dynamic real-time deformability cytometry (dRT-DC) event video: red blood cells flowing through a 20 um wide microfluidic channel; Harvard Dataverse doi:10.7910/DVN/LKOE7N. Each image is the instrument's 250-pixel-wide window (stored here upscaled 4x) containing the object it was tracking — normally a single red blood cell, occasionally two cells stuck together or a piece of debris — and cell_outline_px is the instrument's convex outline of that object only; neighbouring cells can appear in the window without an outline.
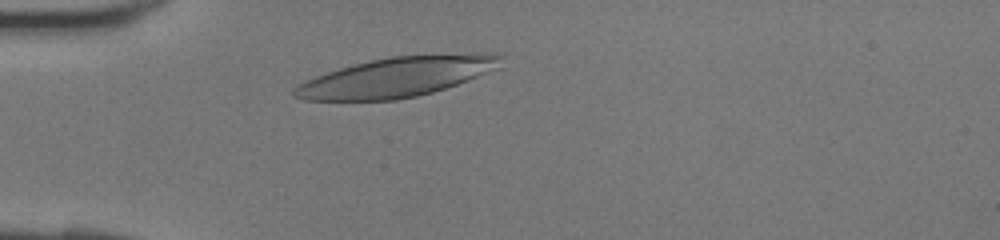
{"species": "human", "species_latin": "Homo sapiens", "temperature_condition": "room temperature", "stored_images_in_passage": 30, "camera_frame_rate_fps": 3000, "um_per_image_px": 0.085, "donor": {"sex": "female"}, "frame": {"image": 1, "passage_image": 5, "time_ms": 1.333, "image_size_px": [1000, 240], "cell_outline_px": [[504, 56], [500, 68], [456, 84], [432, 92], [416, 96], [396, 100], [304, 100], [292, 96], [292, 88], [296, 84], [316, 76], [340, 68], [372, 60], [392, 56], [484, 52], [504, 52]], "centroid_in_image_um": [33.79, 6.53], "position_along_channel_um": 51.2, "area_um2": 48.09}}
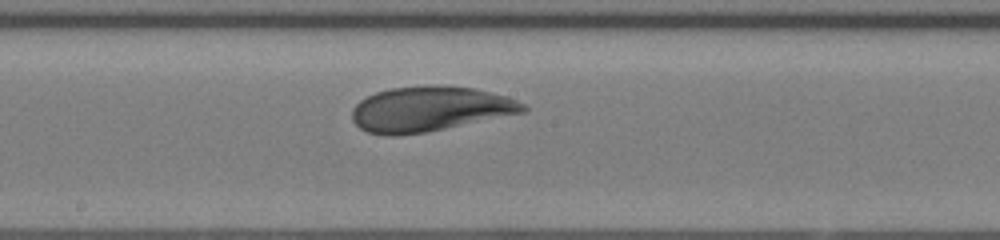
{"frame": {"image": 2, "passage_image": 16, "time_ms": 5.0, "image_size_px": [1000, 240], "cell_outline_px": [[528, 108], [524, 112], [424, 132], [396, 136], [388, 136], [368, 132], [360, 128], [352, 120], [352, 108], [360, 100], [376, 92], [392, 88], [476, 88], [508, 96], [524, 104]], "centroid_in_image_um": [36.5, 9.3], "position_along_channel_um": 211.7, "area_um2": 43.52}}
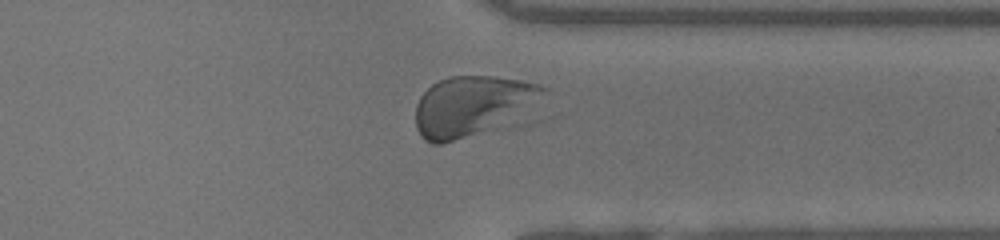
{"frame": {"image": 3, "passage_image": 26, "time_ms": 8.333, "image_size_px": [1000, 240], "cell_outline_px": [[548, 88], [488, 128], [444, 144], [432, 144], [424, 140], [420, 136], [416, 128], [416, 104], [420, 96], [432, 84], [440, 80], [452, 76], [492, 76], [520, 80], [540, 84]], "centroid_in_image_um": [39.87, 8.96], "position_along_channel_um": 371.5, "area_um2": 41.79}}